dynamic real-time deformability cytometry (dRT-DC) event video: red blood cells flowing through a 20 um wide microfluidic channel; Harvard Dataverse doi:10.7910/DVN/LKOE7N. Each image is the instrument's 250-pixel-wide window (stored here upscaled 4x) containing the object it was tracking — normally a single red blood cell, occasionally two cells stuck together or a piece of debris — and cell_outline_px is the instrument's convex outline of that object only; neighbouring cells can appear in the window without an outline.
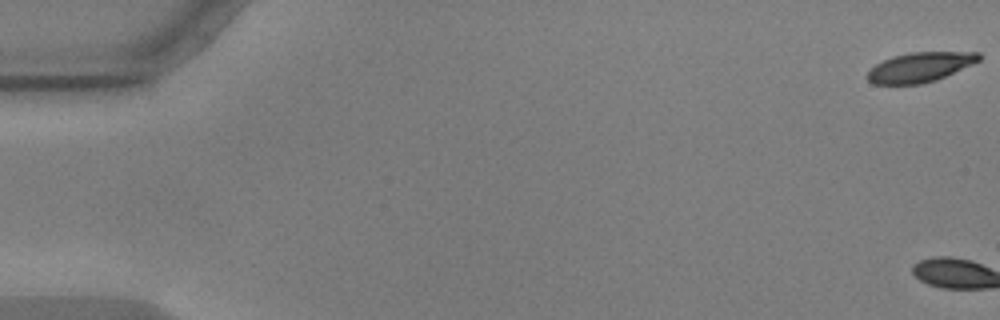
{"species": "common noctule bat (a hibernating species)", "species_latin": "Nyctalus noctula", "temperature_condition": "warm", "stored_images_in_passage": 3, "camera_frame_rate_fps": 3000, "um_per_image_px": 0.085, "animal": {"sex": "male", "body_mass_g": 17.9, "forearm_length_mm": 54.2}, "frame": {"image": 1, "passage_image": 1, "time_ms": 0.0, "image_size_px": [1000, 320], "cell_outline_px": [[980, 60], [972, 64], [936, 80], [920, 84], [872, 84], [864, 76], [876, 64], [892, 56], [912, 52], [980, 52]], "centroid_in_image_um": [78.17, 5.71], "position_along_channel_um": 6.8, "area_um2": 19.19}}